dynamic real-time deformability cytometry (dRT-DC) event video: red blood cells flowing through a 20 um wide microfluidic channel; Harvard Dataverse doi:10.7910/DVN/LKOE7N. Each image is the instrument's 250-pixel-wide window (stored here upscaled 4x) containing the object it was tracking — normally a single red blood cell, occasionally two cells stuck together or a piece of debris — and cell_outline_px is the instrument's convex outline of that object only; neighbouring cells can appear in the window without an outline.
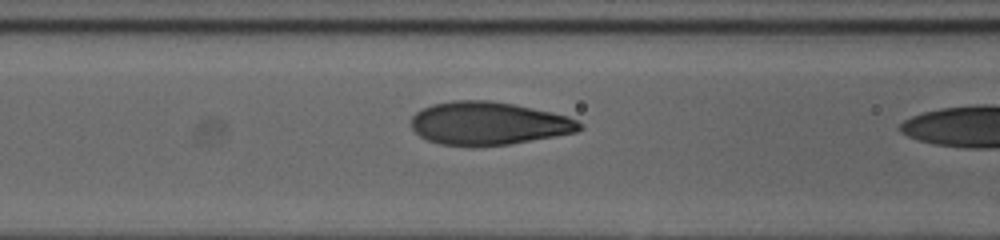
{"species": "human", "species_latin": "Homo sapiens", "temperature_condition": "cold", "stored_images_in_passage": 20, "camera_frame_rate_fps": 3000, "um_per_image_px": 0.085, "donor": {"sex": "female"}, "frame": {"image": 1, "passage_image": 19, "time_ms": 6.0, "image_size_px": [1000, 240], "cell_outline_px": [[584, 128], [576, 132], [508, 144], [476, 148], [472, 148], [440, 144], [428, 140], [420, 136], [412, 128], [412, 116], [416, 112], [432, 104], [452, 100], [488, 100], [512, 104], [552, 112], [568, 116], [584, 124]], "centroid_in_image_um": [41.51, 10.5], "position_along_channel_um": 125.1, "area_um2": 42.54}}